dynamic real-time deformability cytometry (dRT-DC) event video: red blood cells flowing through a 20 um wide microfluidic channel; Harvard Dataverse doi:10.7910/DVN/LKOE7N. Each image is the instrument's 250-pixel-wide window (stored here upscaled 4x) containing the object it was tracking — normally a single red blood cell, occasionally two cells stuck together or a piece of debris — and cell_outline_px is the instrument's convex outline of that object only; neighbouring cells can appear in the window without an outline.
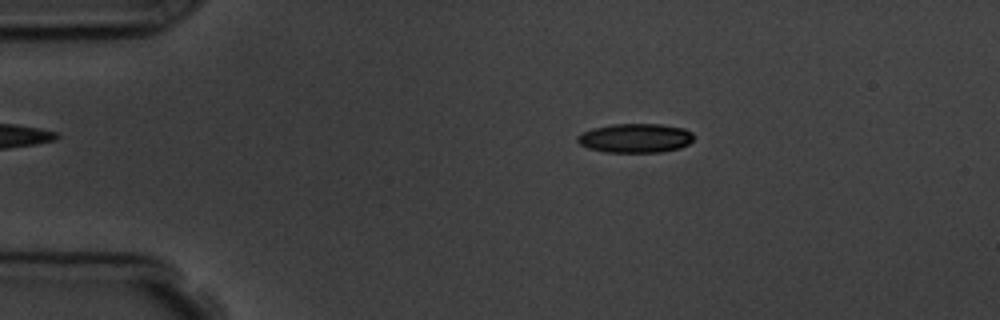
{"species": "common noctule bat (a hibernating species)", "species_latin": "Nyctalus noctula", "temperature_condition": "room temperature", "stored_images_in_passage": 7, "camera_frame_rate_fps": 3000, "um_per_image_px": 0.085, "animal": {"sex": "male", "body_mass_g": 19.5, "forearm_length_mm": 54.6}, "frame": {"image": 1, "passage_image": 3, "time_ms": 2.333, "image_size_px": [1000, 320], "cell_outline_px": [[692, 140], [688, 144], [680, 148], [660, 152], [604, 152], [588, 148], [580, 144], [576, 140], [576, 136], [580, 132], [592, 128], [612, 124], [660, 124], [684, 128], [692, 132]], "centroid_in_image_um": [53.96, 11.73], "position_along_channel_um": 31.0, "area_um2": 19.88}}
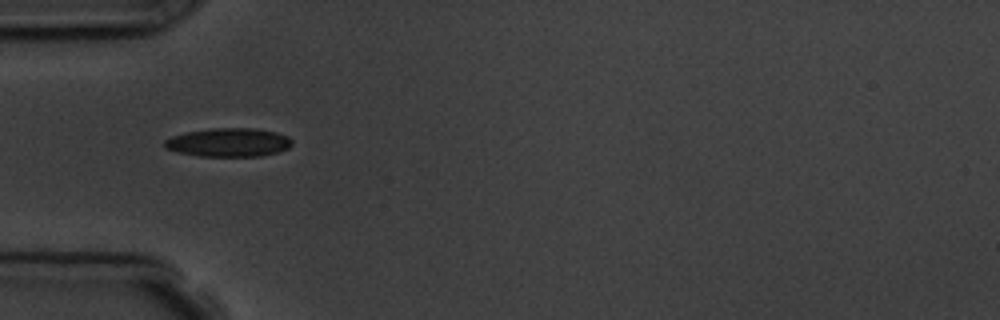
{"frame": {"image": 2, "passage_image": 5, "time_ms": 4.667, "image_size_px": [1000, 320], "cell_outline_px": [[292, 144], [288, 148], [280, 152], [260, 156], [200, 156], [180, 152], [164, 148], [164, 140], [172, 136], [184, 132], [212, 128], [256, 128], [276, 132], [288, 136], [292, 140]], "centroid_in_image_um": [19.45, 12.1], "position_along_channel_um": 65.5, "area_um2": 21.39}}